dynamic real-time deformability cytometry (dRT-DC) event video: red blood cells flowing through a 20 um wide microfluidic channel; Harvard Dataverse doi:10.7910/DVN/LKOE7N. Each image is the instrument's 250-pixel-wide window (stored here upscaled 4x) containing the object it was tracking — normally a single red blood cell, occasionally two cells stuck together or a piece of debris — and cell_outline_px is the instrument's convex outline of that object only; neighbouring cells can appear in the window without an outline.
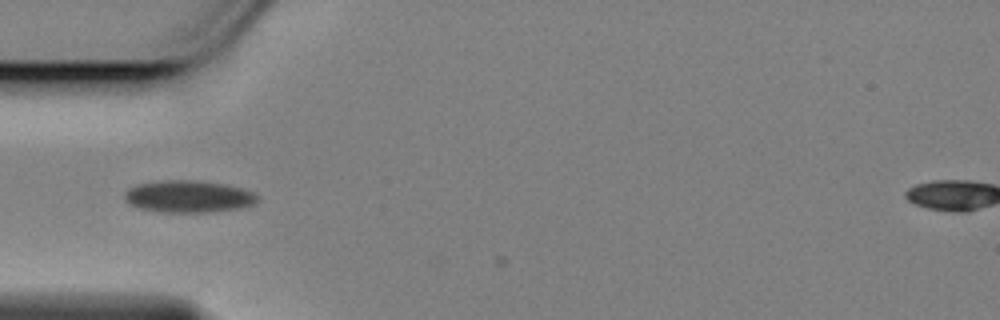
{"species": "Egyptian fruit bat (a non-hibernating species)", "species_latin": "Rousettus aegyptiacus", "temperature_condition": "cold", "stored_images_in_passage": 6, "camera_frame_rate_fps": 3000, "um_per_image_px": 0.085, "animal": {"sex": "female"}, "frame": {"image": 1, "passage_image": 5, "time_ms": 1.333, "image_size_px": [1000, 320], "cell_outline_px": [[260, 200], [256, 204], [240, 208], [212, 212], [156, 212], [136, 208], [128, 204], [124, 200], [124, 192], [128, 188], [136, 184], [160, 180], [196, 180], [224, 184], [240, 188], [252, 192], [260, 196]], "centroid_in_image_um": [15.99, 16.71], "position_along_channel_um": 69.0, "area_um2": 25.37}}